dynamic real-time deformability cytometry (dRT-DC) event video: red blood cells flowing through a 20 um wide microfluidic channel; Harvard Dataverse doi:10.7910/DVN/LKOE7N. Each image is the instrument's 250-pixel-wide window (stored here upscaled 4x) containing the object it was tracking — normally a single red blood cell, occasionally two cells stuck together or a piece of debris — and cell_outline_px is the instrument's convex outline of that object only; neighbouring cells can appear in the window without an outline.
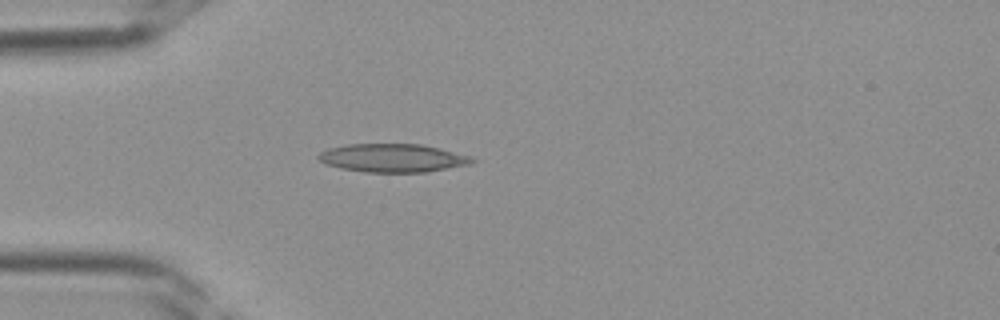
{"species": "Egyptian fruit bat (a non-hibernating species)", "species_latin": "Rousettus aegyptiacus", "temperature_condition": "room temperature", "stored_images_in_passage": 24, "camera_frame_rate_fps": 3000, "um_per_image_px": 0.085, "frame": {"image": 1, "passage_image": 1, "time_ms": 0.0, "image_size_px": [1000, 320], "cell_outline_px": [[476, 160], [472, 164], [428, 172], [364, 172], [340, 168], [324, 164], [316, 156], [320, 152], [328, 148], [348, 144], [420, 144], [440, 148], [468, 156]], "centroid_in_image_um": [33.36, 13.43], "position_along_channel_um": 51.6, "area_um2": 25.43}}
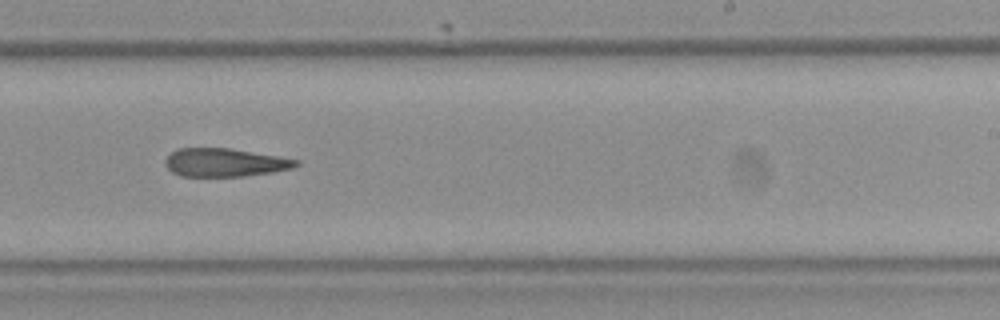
{"frame": {"image": 2, "passage_image": 14, "time_ms": 4.333, "image_size_px": [1000, 320], "cell_outline_px": [[300, 164], [292, 168], [272, 172], [244, 176], [180, 176], [172, 172], [164, 164], [164, 160], [176, 148], [228, 148], [300, 160]], "centroid_in_image_um": [19.08, 13.81], "position_along_channel_um": 269.9, "area_um2": 21.44}}
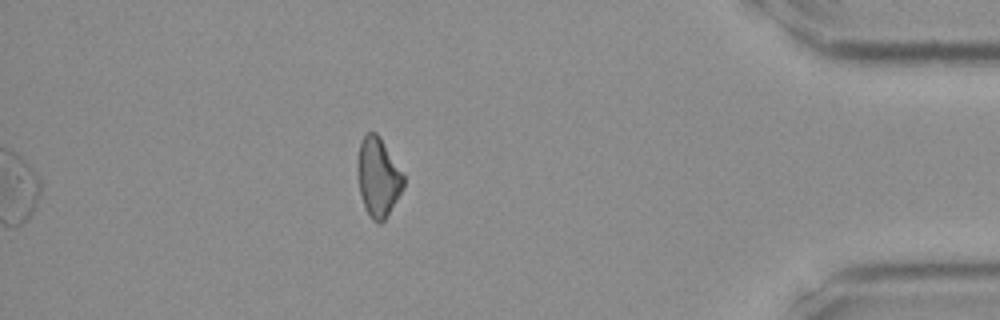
{"frame": {"image": 3, "passage_image": 24, "time_ms": 7.667, "image_size_px": [1000, 320], "cell_outline_px": [[404, 188], [384, 220], [380, 224], [376, 224], [372, 220], [364, 208], [360, 192], [356, 172], [356, 164], [360, 140], [368, 132], [376, 132], [380, 136], [404, 176]], "centroid_in_image_um": [32.11, 15.06], "position_along_channel_um": 403.1, "area_um2": 21.39}}